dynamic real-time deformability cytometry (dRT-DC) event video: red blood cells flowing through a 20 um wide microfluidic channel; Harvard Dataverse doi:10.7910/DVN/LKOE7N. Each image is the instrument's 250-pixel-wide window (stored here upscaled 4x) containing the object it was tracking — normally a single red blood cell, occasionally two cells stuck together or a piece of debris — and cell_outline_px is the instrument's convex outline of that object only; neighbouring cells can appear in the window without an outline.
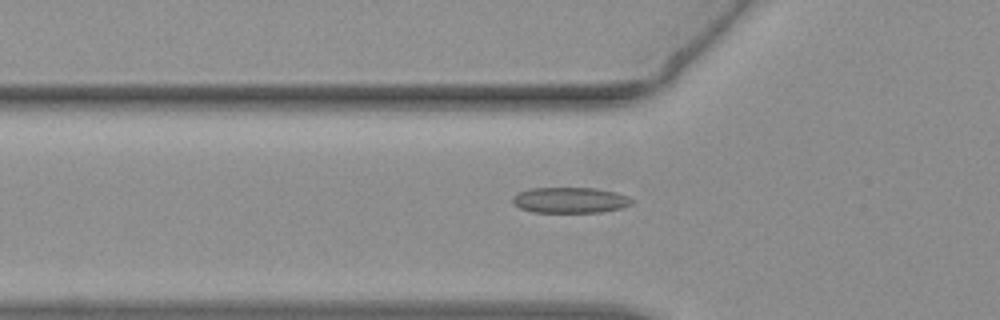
{"species": "common noctule bat (a hibernating species)", "species_latin": "Nyctalus noctula", "temperature_condition": "warm", "stored_images_in_passage": 49, "camera_frame_rate_fps": 3000, "um_per_image_px": 0.085, "animal": {"sex": "female", "body_mass_g": 19.3, "forearm_length_mm": 54.1}, "frame": {"image": 1, "passage_image": 19, "time_ms": 6.0, "image_size_px": [1000, 320], "cell_outline_px": [[632, 204], [620, 208], [600, 212], [532, 212], [520, 208], [512, 204], [512, 196], [520, 192], [532, 188], [596, 188], [616, 192], [628, 196], [632, 200]], "centroid_in_image_um": [48.44, 17.01], "position_along_channel_um": 77.4, "area_um2": 17.86}}
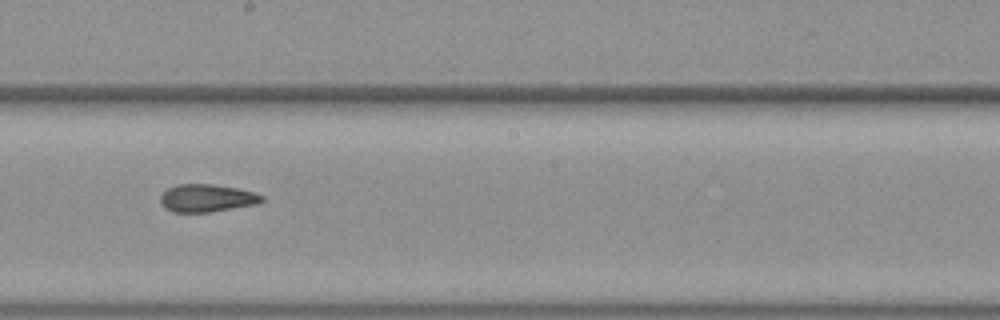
{"frame": {"image": 2, "passage_image": 31, "time_ms": 10.0, "image_size_px": [1000, 320], "cell_outline_px": [[264, 200], [256, 204], [212, 212], [172, 212], [164, 208], [160, 200], [160, 196], [168, 188], [176, 184], [212, 184], [236, 188], [256, 192], [264, 196]], "centroid_in_image_um": [17.58, 16.84], "position_along_channel_um": 230.6, "area_um2": 16.47}}
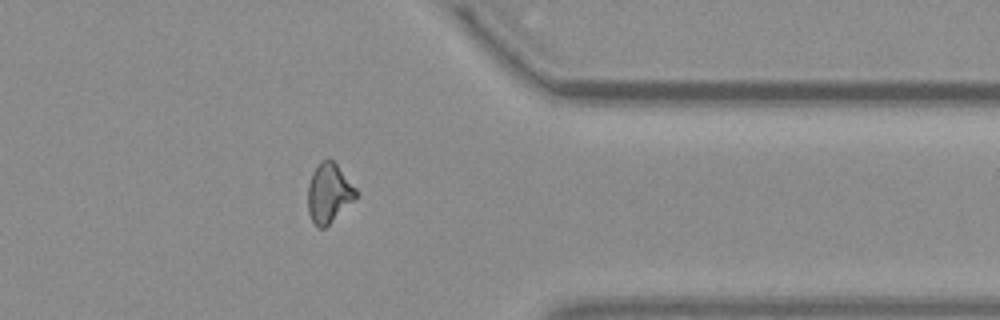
{"frame": {"image": 3, "passage_image": 44, "time_ms": 14.333, "image_size_px": [1000, 320], "cell_outline_px": [[356, 200], [324, 228], [316, 228], [308, 212], [308, 184], [312, 172], [320, 160], [332, 160], [336, 164], [356, 188]], "centroid_in_image_um": [27.94, 16.43], "position_along_channel_um": 383.5, "area_um2": 16.65}, "authors_computed_cell_mechanics": {"area_um2": 16.9354, "velocity_mm_per_s": 3.8034, "shape_relaxation_time_tau1_ms": 7.7361, "shape_relaxation_time_tau2_ms": 2.3865, "deformation_change_tau1": 0.1798, "deformation_change_tau2": 0.0999}}